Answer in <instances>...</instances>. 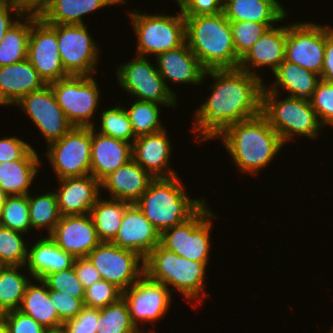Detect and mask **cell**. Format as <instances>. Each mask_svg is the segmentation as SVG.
<instances>
[{"mask_svg": "<svg viewBox=\"0 0 333 333\" xmlns=\"http://www.w3.org/2000/svg\"><path fill=\"white\" fill-rule=\"evenodd\" d=\"M167 129L138 136L132 144V159L153 178H170L177 176L170 168L172 143ZM171 157V158H170Z\"/></svg>", "mask_w": 333, "mask_h": 333, "instance_id": "obj_19", "label": "cell"}, {"mask_svg": "<svg viewBox=\"0 0 333 333\" xmlns=\"http://www.w3.org/2000/svg\"><path fill=\"white\" fill-rule=\"evenodd\" d=\"M27 60L46 84L69 76L65 72L58 50L57 24L46 23L34 12H31Z\"/></svg>", "mask_w": 333, "mask_h": 333, "instance_id": "obj_15", "label": "cell"}, {"mask_svg": "<svg viewBox=\"0 0 333 333\" xmlns=\"http://www.w3.org/2000/svg\"><path fill=\"white\" fill-rule=\"evenodd\" d=\"M49 85L73 127L99 126L94 124L93 118L98 111L101 91L94 76L69 75Z\"/></svg>", "mask_w": 333, "mask_h": 333, "instance_id": "obj_9", "label": "cell"}, {"mask_svg": "<svg viewBox=\"0 0 333 333\" xmlns=\"http://www.w3.org/2000/svg\"><path fill=\"white\" fill-rule=\"evenodd\" d=\"M99 129L93 127L96 132L105 136L125 140L133 144L136 136L132 129V124L124 106L118 103L112 108H106L100 113Z\"/></svg>", "mask_w": 333, "mask_h": 333, "instance_id": "obj_39", "label": "cell"}, {"mask_svg": "<svg viewBox=\"0 0 333 333\" xmlns=\"http://www.w3.org/2000/svg\"><path fill=\"white\" fill-rule=\"evenodd\" d=\"M49 237L74 258L87 257L101 243L90 214L61 216Z\"/></svg>", "mask_w": 333, "mask_h": 333, "instance_id": "obj_18", "label": "cell"}, {"mask_svg": "<svg viewBox=\"0 0 333 333\" xmlns=\"http://www.w3.org/2000/svg\"><path fill=\"white\" fill-rule=\"evenodd\" d=\"M122 291L114 284L101 279L85 289L84 307L100 309L117 302Z\"/></svg>", "mask_w": 333, "mask_h": 333, "instance_id": "obj_45", "label": "cell"}, {"mask_svg": "<svg viewBox=\"0 0 333 333\" xmlns=\"http://www.w3.org/2000/svg\"><path fill=\"white\" fill-rule=\"evenodd\" d=\"M172 292L164 284L149 279L145 274L129 289L122 292L134 325L142 333H156L155 329L144 331L142 324H155L165 318L172 306Z\"/></svg>", "mask_w": 333, "mask_h": 333, "instance_id": "obj_14", "label": "cell"}, {"mask_svg": "<svg viewBox=\"0 0 333 333\" xmlns=\"http://www.w3.org/2000/svg\"><path fill=\"white\" fill-rule=\"evenodd\" d=\"M50 0H17L26 12L39 13Z\"/></svg>", "mask_w": 333, "mask_h": 333, "instance_id": "obj_54", "label": "cell"}, {"mask_svg": "<svg viewBox=\"0 0 333 333\" xmlns=\"http://www.w3.org/2000/svg\"><path fill=\"white\" fill-rule=\"evenodd\" d=\"M286 37L287 25L269 28L240 59L238 69L261 79L259 69L267 66L273 73L285 60Z\"/></svg>", "mask_w": 333, "mask_h": 333, "instance_id": "obj_22", "label": "cell"}, {"mask_svg": "<svg viewBox=\"0 0 333 333\" xmlns=\"http://www.w3.org/2000/svg\"><path fill=\"white\" fill-rule=\"evenodd\" d=\"M73 267L76 276L80 280L84 289L90 287L91 285L102 279L100 273L94 267L88 257L75 258Z\"/></svg>", "mask_w": 333, "mask_h": 333, "instance_id": "obj_51", "label": "cell"}, {"mask_svg": "<svg viewBox=\"0 0 333 333\" xmlns=\"http://www.w3.org/2000/svg\"><path fill=\"white\" fill-rule=\"evenodd\" d=\"M262 90L261 114L278 133L284 144L294 141L297 135L316 139L321 134V125L309 99L286 96ZM280 98V99H279Z\"/></svg>", "mask_w": 333, "mask_h": 333, "instance_id": "obj_6", "label": "cell"}, {"mask_svg": "<svg viewBox=\"0 0 333 333\" xmlns=\"http://www.w3.org/2000/svg\"><path fill=\"white\" fill-rule=\"evenodd\" d=\"M209 76L214 80L211 94L194 112V142L215 139L231 124L261 114L264 80L238 68L207 70Z\"/></svg>", "mask_w": 333, "mask_h": 333, "instance_id": "obj_1", "label": "cell"}, {"mask_svg": "<svg viewBox=\"0 0 333 333\" xmlns=\"http://www.w3.org/2000/svg\"><path fill=\"white\" fill-rule=\"evenodd\" d=\"M97 333H142L134 325L126 301L121 297L117 302L100 308Z\"/></svg>", "mask_w": 333, "mask_h": 333, "instance_id": "obj_38", "label": "cell"}, {"mask_svg": "<svg viewBox=\"0 0 333 333\" xmlns=\"http://www.w3.org/2000/svg\"><path fill=\"white\" fill-rule=\"evenodd\" d=\"M183 16L217 14L223 12V0H175Z\"/></svg>", "mask_w": 333, "mask_h": 333, "instance_id": "obj_50", "label": "cell"}, {"mask_svg": "<svg viewBox=\"0 0 333 333\" xmlns=\"http://www.w3.org/2000/svg\"><path fill=\"white\" fill-rule=\"evenodd\" d=\"M278 0H223V13L229 21L265 23L269 28L287 18Z\"/></svg>", "mask_w": 333, "mask_h": 333, "instance_id": "obj_27", "label": "cell"}, {"mask_svg": "<svg viewBox=\"0 0 333 333\" xmlns=\"http://www.w3.org/2000/svg\"><path fill=\"white\" fill-rule=\"evenodd\" d=\"M116 70L117 83L133 99L162 104L170 109L178 106V98L168 90L156 63L152 65L147 57L135 55Z\"/></svg>", "mask_w": 333, "mask_h": 333, "instance_id": "obj_10", "label": "cell"}, {"mask_svg": "<svg viewBox=\"0 0 333 333\" xmlns=\"http://www.w3.org/2000/svg\"><path fill=\"white\" fill-rule=\"evenodd\" d=\"M14 105L32 120L47 145L60 139L73 128L58 105L49 84L40 90L26 94Z\"/></svg>", "mask_w": 333, "mask_h": 333, "instance_id": "obj_17", "label": "cell"}, {"mask_svg": "<svg viewBox=\"0 0 333 333\" xmlns=\"http://www.w3.org/2000/svg\"><path fill=\"white\" fill-rule=\"evenodd\" d=\"M157 70L163 78L168 90L177 98L169 82L175 84L202 85L205 80L206 70L200 64L195 54L190 50L188 44L176 49L160 53L155 57Z\"/></svg>", "mask_w": 333, "mask_h": 333, "instance_id": "obj_20", "label": "cell"}, {"mask_svg": "<svg viewBox=\"0 0 333 333\" xmlns=\"http://www.w3.org/2000/svg\"><path fill=\"white\" fill-rule=\"evenodd\" d=\"M23 267L4 265L0 268V310L3 313L19 309L25 289L32 280L22 274Z\"/></svg>", "mask_w": 333, "mask_h": 333, "instance_id": "obj_35", "label": "cell"}, {"mask_svg": "<svg viewBox=\"0 0 333 333\" xmlns=\"http://www.w3.org/2000/svg\"><path fill=\"white\" fill-rule=\"evenodd\" d=\"M48 293L58 317L63 323L75 318L84 308V299H77L56 290H48Z\"/></svg>", "mask_w": 333, "mask_h": 333, "instance_id": "obj_47", "label": "cell"}, {"mask_svg": "<svg viewBox=\"0 0 333 333\" xmlns=\"http://www.w3.org/2000/svg\"><path fill=\"white\" fill-rule=\"evenodd\" d=\"M272 74L274 82L269 86L264 84L267 90L282 94L280 91L284 89L288 96L305 99L312 96L321 80L320 75L286 60Z\"/></svg>", "mask_w": 333, "mask_h": 333, "instance_id": "obj_30", "label": "cell"}, {"mask_svg": "<svg viewBox=\"0 0 333 333\" xmlns=\"http://www.w3.org/2000/svg\"><path fill=\"white\" fill-rule=\"evenodd\" d=\"M87 25L57 24L60 58L68 75L93 76L101 53Z\"/></svg>", "mask_w": 333, "mask_h": 333, "instance_id": "obj_12", "label": "cell"}, {"mask_svg": "<svg viewBox=\"0 0 333 333\" xmlns=\"http://www.w3.org/2000/svg\"><path fill=\"white\" fill-rule=\"evenodd\" d=\"M46 333H68V331L65 326L62 325L55 328H47Z\"/></svg>", "mask_w": 333, "mask_h": 333, "instance_id": "obj_55", "label": "cell"}, {"mask_svg": "<svg viewBox=\"0 0 333 333\" xmlns=\"http://www.w3.org/2000/svg\"><path fill=\"white\" fill-rule=\"evenodd\" d=\"M0 225L23 234L32 230L28 195L7 196L0 214Z\"/></svg>", "mask_w": 333, "mask_h": 333, "instance_id": "obj_40", "label": "cell"}, {"mask_svg": "<svg viewBox=\"0 0 333 333\" xmlns=\"http://www.w3.org/2000/svg\"><path fill=\"white\" fill-rule=\"evenodd\" d=\"M217 214L205 204L192 218L161 233L160 244L186 259L208 265L213 219Z\"/></svg>", "mask_w": 333, "mask_h": 333, "instance_id": "obj_8", "label": "cell"}, {"mask_svg": "<svg viewBox=\"0 0 333 333\" xmlns=\"http://www.w3.org/2000/svg\"><path fill=\"white\" fill-rule=\"evenodd\" d=\"M46 157L57 180L91 174V127H73L47 145Z\"/></svg>", "mask_w": 333, "mask_h": 333, "instance_id": "obj_11", "label": "cell"}, {"mask_svg": "<svg viewBox=\"0 0 333 333\" xmlns=\"http://www.w3.org/2000/svg\"><path fill=\"white\" fill-rule=\"evenodd\" d=\"M309 101L321 125L333 128V83L321 79Z\"/></svg>", "mask_w": 333, "mask_h": 333, "instance_id": "obj_44", "label": "cell"}, {"mask_svg": "<svg viewBox=\"0 0 333 333\" xmlns=\"http://www.w3.org/2000/svg\"><path fill=\"white\" fill-rule=\"evenodd\" d=\"M7 5H19L17 0H0V7Z\"/></svg>", "mask_w": 333, "mask_h": 333, "instance_id": "obj_57", "label": "cell"}, {"mask_svg": "<svg viewBox=\"0 0 333 333\" xmlns=\"http://www.w3.org/2000/svg\"><path fill=\"white\" fill-rule=\"evenodd\" d=\"M4 313L0 310V319H2Z\"/></svg>", "mask_w": 333, "mask_h": 333, "instance_id": "obj_60", "label": "cell"}, {"mask_svg": "<svg viewBox=\"0 0 333 333\" xmlns=\"http://www.w3.org/2000/svg\"><path fill=\"white\" fill-rule=\"evenodd\" d=\"M100 309L84 307L81 312L63 323L68 333H97Z\"/></svg>", "mask_w": 333, "mask_h": 333, "instance_id": "obj_49", "label": "cell"}, {"mask_svg": "<svg viewBox=\"0 0 333 333\" xmlns=\"http://www.w3.org/2000/svg\"><path fill=\"white\" fill-rule=\"evenodd\" d=\"M184 17L186 43L206 71L238 68L240 58L223 12Z\"/></svg>", "mask_w": 333, "mask_h": 333, "instance_id": "obj_3", "label": "cell"}, {"mask_svg": "<svg viewBox=\"0 0 333 333\" xmlns=\"http://www.w3.org/2000/svg\"><path fill=\"white\" fill-rule=\"evenodd\" d=\"M154 178L133 159L105 177L101 189L108 192V198L136 203Z\"/></svg>", "mask_w": 333, "mask_h": 333, "instance_id": "obj_25", "label": "cell"}, {"mask_svg": "<svg viewBox=\"0 0 333 333\" xmlns=\"http://www.w3.org/2000/svg\"><path fill=\"white\" fill-rule=\"evenodd\" d=\"M233 45L241 59L259 38L269 29L265 23L230 21Z\"/></svg>", "mask_w": 333, "mask_h": 333, "instance_id": "obj_42", "label": "cell"}, {"mask_svg": "<svg viewBox=\"0 0 333 333\" xmlns=\"http://www.w3.org/2000/svg\"><path fill=\"white\" fill-rule=\"evenodd\" d=\"M126 2V0H50L38 15L48 24L85 25L83 18L86 14Z\"/></svg>", "mask_w": 333, "mask_h": 333, "instance_id": "obj_29", "label": "cell"}, {"mask_svg": "<svg viewBox=\"0 0 333 333\" xmlns=\"http://www.w3.org/2000/svg\"><path fill=\"white\" fill-rule=\"evenodd\" d=\"M160 236V232L137 205L132 203L126 207L121 226L111 242L120 248L133 250L145 258L160 244Z\"/></svg>", "mask_w": 333, "mask_h": 333, "instance_id": "obj_21", "label": "cell"}, {"mask_svg": "<svg viewBox=\"0 0 333 333\" xmlns=\"http://www.w3.org/2000/svg\"><path fill=\"white\" fill-rule=\"evenodd\" d=\"M179 10L176 15H164L163 13L152 15L145 11L142 13L137 9H132L128 13L136 35L135 55L156 57L158 54L176 49L186 42L185 17L180 7Z\"/></svg>", "mask_w": 333, "mask_h": 333, "instance_id": "obj_7", "label": "cell"}, {"mask_svg": "<svg viewBox=\"0 0 333 333\" xmlns=\"http://www.w3.org/2000/svg\"><path fill=\"white\" fill-rule=\"evenodd\" d=\"M7 196L8 195L0 188V214H1L3 204L5 203Z\"/></svg>", "mask_w": 333, "mask_h": 333, "instance_id": "obj_56", "label": "cell"}, {"mask_svg": "<svg viewBox=\"0 0 333 333\" xmlns=\"http://www.w3.org/2000/svg\"><path fill=\"white\" fill-rule=\"evenodd\" d=\"M102 279L122 292L144 275V258L137 252L120 248L112 242H101L87 256Z\"/></svg>", "mask_w": 333, "mask_h": 333, "instance_id": "obj_13", "label": "cell"}, {"mask_svg": "<svg viewBox=\"0 0 333 333\" xmlns=\"http://www.w3.org/2000/svg\"><path fill=\"white\" fill-rule=\"evenodd\" d=\"M24 235L0 225V261L3 265L26 266L29 247Z\"/></svg>", "mask_w": 333, "mask_h": 333, "instance_id": "obj_41", "label": "cell"}, {"mask_svg": "<svg viewBox=\"0 0 333 333\" xmlns=\"http://www.w3.org/2000/svg\"><path fill=\"white\" fill-rule=\"evenodd\" d=\"M57 181L59 187L54 191L61 216L90 214L102 195L100 182L91 174Z\"/></svg>", "mask_w": 333, "mask_h": 333, "instance_id": "obj_23", "label": "cell"}, {"mask_svg": "<svg viewBox=\"0 0 333 333\" xmlns=\"http://www.w3.org/2000/svg\"><path fill=\"white\" fill-rule=\"evenodd\" d=\"M216 139L222 141L240 172L257 177L285 145L262 114L231 124Z\"/></svg>", "mask_w": 333, "mask_h": 333, "instance_id": "obj_2", "label": "cell"}, {"mask_svg": "<svg viewBox=\"0 0 333 333\" xmlns=\"http://www.w3.org/2000/svg\"><path fill=\"white\" fill-rule=\"evenodd\" d=\"M30 32L31 12H26L2 38L0 43V67L27 59Z\"/></svg>", "mask_w": 333, "mask_h": 333, "instance_id": "obj_34", "label": "cell"}, {"mask_svg": "<svg viewBox=\"0 0 333 333\" xmlns=\"http://www.w3.org/2000/svg\"><path fill=\"white\" fill-rule=\"evenodd\" d=\"M154 178L135 203L160 234L192 218L206 203L190 198L181 178Z\"/></svg>", "mask_w": 333, "mask_h": 333, "instance_id": "obj_4", "label": "cell"}, {"mask_svg": "<svg viewBox=\"0 0 333 333\" xmlns=\"http://www.w3.org/2000/svg\"><path fill=\"white\" fill-rule=\"evenodd\" d=\"M123 106L136 137L152 134L165 128L160 118V106L164 105L135 99L130 103L129 108H125L126 105Z\"/></svg>", "mask_w": 333, "mask_h": 333, "instance_id": "obj_37", "label": "cell"}, {"mask_svg": "<svg viewBox=\"0 0 333 333\" xmlns=\"http://www.w3.org/2000/svg\"><path fill=\"white\" fill-rule=\"evenodd\" d=\"M47 85L37 70L26 59L0 67V96L11 106L26 94L40 90Z\"/></svg>", "mask_w": 333, "mask_h": 333, "instance_id": "obj_26", "label": "cell"}, {"mask_svg": "<svg viewBox=\"0 0 333 333\" xmlns=\"http://www.w3.org/2000/svg\"><path fill=\"white\" fill-rule=\"evenodd\" d=\"M33 280L35 282H33ZM31 281L25 289L18 310L29 315L45 328L62 326L63 322L59 319L50 299L47 284L42 279L37 278H32Z\"/></svg>", "mask_w": 333, "mask_h": 333, "instance_id": "obj_31", "label": "cell"}, {"mask_svg": "<svg viewBox=\"0 0 333 333\" xmlns=\"http://www.w3.org/2000/svg\"><path fill=\"white\" fill-rule=\"evenodd\" d=\"M92 207L90 215L93 219L97 236L101 242H111L122 223L123 214L130 204L111 198H101Z\"/></svg>", "mask_w": 333, "mask_h": 333, "instance_id": "obj_33", "label": "cell"}, {"mask_svg": "<svg viewBox=\"0 0 333 333\" xmlns=\"http://www.w3.org/2000/svg\"><path fill=\"white\" fill-rule=\"evenodd\" d=\"M0 105H1V106H8V105L3 101V99L1 98V96H0Z\"/></svg>", "mask_w": 333, "mask_h": 333, "instance_id": "obj_59", "label": "cell"}, {"mask_svg": "<svg viewBox=\"0 0 333 333\" xmlns=\"http://www.w3.org/2000/svg\"><path fill=\"white\" fill-rule=\"evenodd\" d=\"M42 280L47 284L48 290H56L77 299H84L85 289L77 278L73 266L65 270L51 272Z\"/></svg>", "mask_w": 333, "mask_h": 333, "instance_id": "obj_43", "label": "cell"}, {"mask_svg": "<svg viewBox=\"0 0 333 333\" xmlns=\"http://www.w3.org/2000/svg\"><path fill=\"white\" fill-rule=\"evenodd\" d=\"M15 160H40L38 152L17 136L0 139V163Z\"/></svg>", "mask_w": 333, "mask_h": 333, "instance_id": "obj_46", "label": "cell"}, {"mask_svg": "<svg viewBox=\"0 0 333 333\" xmlns=\"http://www.w3.org/2000/svg\"><path fill=\"white\" fill-rule=\"evenodd\" d=\"M28 248V259L25 271L32 278L43 279L51 272L68 269L73 266L75 258L60 249L49 237L36 239Z\"/></svg>", "mask_w": 333, "mask_h": 333, "instance_id": "obj_28", "label": "cell"}, {"mask_svg": "<svg viewBox=\"0 0 333 333\" xmlns=\"http://www.w3.org/2000/svg\"><path fill=\"white\" fill-rule=\"evenodd\" d=\"M2 319L9 333H46L47 328L19 310L5 312Z\"/></svg>", "mask_w": 333, "mask_h": 333, "instance_id": "obj_48", "label": "cell"}, {"mask_svg": "<svg viewBox=\"0 0 333 333\" xmlns=\"http://www.w3.org/2000/svg\"><path fill=\"white\" fill-rule=\"evenodd\" d=\"M28 206L31 227L37 231L43 229V232L45 228L49 236L61 218L55 191L44 192L38 196L29 193Z\"/></svg>", "mask_w": 333, "mask_h": 333, "instance_id": "obj_36", "label": "cell"}, {"mask_svg": "<svg viewBox=\"0 0 333 333\" xmlns=\"http://www.w3.org/2000/svg\"><path fill=\"white\" fill-rule=\"evenodd\" d=\"M25 13L26 11L20 5H7L0 7V43L11 26H13ZM12 14H14L13 16H16L17 18H13Z\"/></svg>", "mask_w": 333, "mask_h": 333, "instance_id": "obj_52", "label": "cell"}, {"mask_svg": "<svg viewBox=\"0 0 333 333\" xmlns=\"http://www.w3.org/2000/svg\"><path fill=\"white\" fill-rule=\"evenodd\" d=\"M331 330L329 331V333H333V328H330Z\"/></svg>", "mask_w": 333, "mask_h": 333, "instance_id": "obj_61", "label": "cell"}, {"mask_svg": "<svg viewBox=\"0 0 333 333\" xmlns=\"http://www.w3.org/2000/svg\"><path fill=\"white\" fill-rule=\"evenodd\" d=\"M132 159V144L91 128V175L99 182Z\"/></svg>", "mask_w": 333, "mask_h": 333, "instance_id": "obj_24", "label": "cell"}, {"mask_svg": "<svg viewBox=\"0 0 333 333\" xmlns=\"http://www.w3.org/2000/svg\"><path fill=\"white\" fill-rule=\"evenodd\" d=\"M290 24L287 25L285 60L321 76L327 25L311 21Z\"/></svg>", "mask_w": 333, "mask_h": 333, "instance_id": "obj_16", "label": "cell"}, {"mask_svg": "<svg viewBox=\"0 0 333 333\" xmlns=\"http://www.w3.org/2000/svg\"><path fill=\"white\" fill-rule=\"evenodd\" d=\"M41 160H15L0 163V188L8 195H28Z\"/></svg>", "mask_w": 333, "mask_h": 333, "instance_id": "obj_32", "label": "cell"}, {"mask_svg": "<svg viewBox=\"0 0 333 333\" xmlns=\"http://www.w3.org/2000/svg\"><path fill=\"white\" fill-rule=\"evenodd\" d=\"M321 79L333 83V26L327 25V40Z\"/></svg>", "mask_w": 333, "mask_h": 333, "instance_id": "obj_53", "label": "cell"}, {"mask_svg": "<svg viewBox=\"0 0 333 333\" xmlns=\"http://www.w3.org/2000/svg\"><path fill=\"white\" fill-rule=\"evenodd\" d=\"M0 333H9L7 324L3 319H0Z\"/></svg>", "mask_w": 333, "mask_h": 333, "instance_id": "obj_58", "label": "cell"}, {"mask_svg": "<svg viewBox=\"0 0 333 333\" xmlns=\"http://www.w3.org/2000/svg\"><path fill=\"white\" fill-rule=\"evenodd\" d=\"M207 267L203 262L179 256L161 244L144 258V274L149 279L169 287L171 292L177 290L194 308L197 303H202V297H208L204 289Z\"/></svg>", "mask_w": 333, "mask_h": 333, "instance_id": "obj_5", "label": "cell"}]
</instances>
